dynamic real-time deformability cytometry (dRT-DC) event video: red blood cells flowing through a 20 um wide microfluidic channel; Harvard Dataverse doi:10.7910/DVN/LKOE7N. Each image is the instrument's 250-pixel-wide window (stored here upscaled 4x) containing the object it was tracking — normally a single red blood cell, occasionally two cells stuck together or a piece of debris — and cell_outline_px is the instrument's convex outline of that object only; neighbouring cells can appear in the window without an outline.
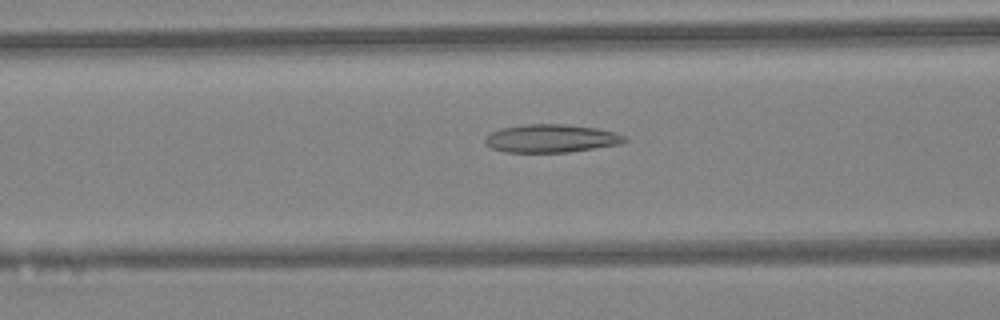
{"species": "Egyptian fruit bat (a non-hibernating species)", "species_latin": "Rousettus aegyptiacus", "temperature_condition": "warm", "stored_images_in_passage": 31, "camera_frame_rate_fps": 3000, "um_per_image_px": 0.085, "animal": {"sex": "female"}, "frame": {"image": 1, "passage_image": 7, "time_ms": 2.0, "image_size_px": [1000, 320], "cell_outline_px": [[628, 140], [620, 144], [568, 152], [504, 152], [492, 148], [484, 144], [484, 140], [492, 132], [500, 128], [524, 124], [564, 124], [596, 128], [616, 132], [624, 136]], "centroid_in_image_um": [46.84, 11.76], "position_along_channel_um": 119.8, "area_um2": 22.83}}
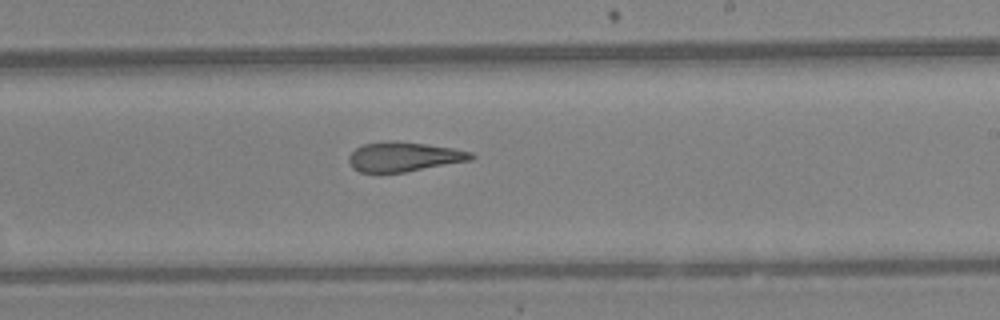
{"frame": {"image": 2, "passage_image": 16, "time_ms": 5.0, "image_size_px": [1000, 320], "cell_outline_px": [[476, 156], [472, 160], [404, 172], [360, 172], [352, 168], [348, 160], [348, 156], [356, 148], [364, 144], [388, 140], [392, 140], [424, 144], [452, 148], [472, 152]], "centroid_in_image_um": [34.32, 13.32], "position_along_channel_um": 254.7, "area_um2": 20.98}}
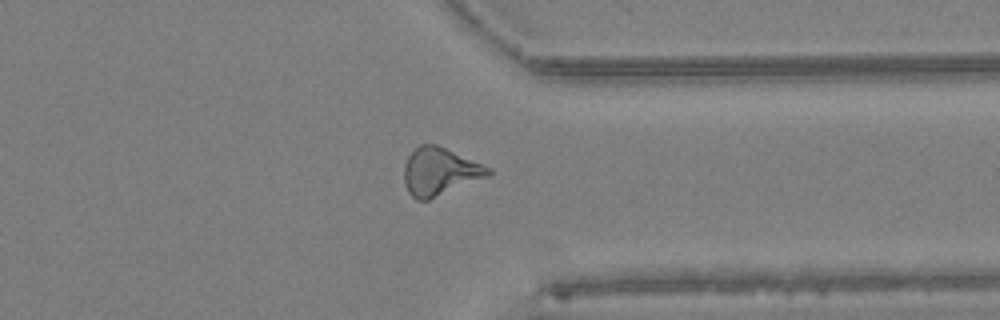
{"frame": {"image": 3, "passage_image": 24, "time_ms": 7.667, "image_size_px": [1000, 320], "cell_outline_px": [[492, 172], [488, 176], [428, 200], [416, 200], [408, 192], [404, 184], [404, 164], [408, 156], [420, 144], [436, 144], [492, 168]], "centroid_in_image_um": [37.36, 14.58], "position_along_channel_um": 374.0, "area_um2": 23.24}, "authors_computed_cell_mechanics": {"area_um2": 21.5016, "velocity_mm_per_s": 4.5302, "shape_relaxation_time_tau1_ms": null, "shape_relaxation_time_tau2_ms": 3.4584, "deformation_change_tau1": null, "deformation_change_tau2": 0.1565}}